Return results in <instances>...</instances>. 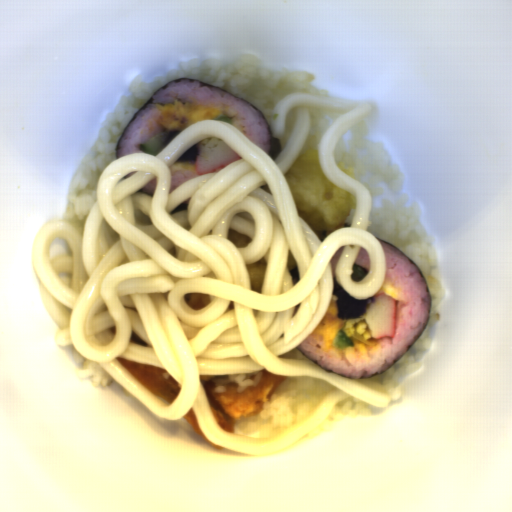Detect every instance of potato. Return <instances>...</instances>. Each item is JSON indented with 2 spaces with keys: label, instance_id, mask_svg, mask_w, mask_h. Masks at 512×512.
Wrapping results in <instances>:
<instances>
[{
  "label": "potato",
  "instance_id": "72c452e6",
  "mask_svg": "<svg viewBox=\"0 0 512 512\" xmlns=\"http://www.w3.org/2000/svg\"><path fill=\"white\" fill-rule=\"evenodd\" d=\"M333 292L336 296V314L337 318L350 319L364 317L369 303L374 299L370 297L365 300L355 299L348 292H346L338 283L336 277H332Z\"/></svg>",
  "mask_w": 512,
  "mask_h": 512
},
{
  "label": "potato",
  "instance_id": "e7d74ba8",
  "mask_svg": "<svg viewBox=\"0 0 512 512\" xmlns=\"http://www.w3.org/2000/svg\"><path fill=\"white\" fill-rule=\"evenodd\" d=\"M198 155V145L197 143L192 146L189 150H187L181 157H179L175 162H194Z\"/></svg>",
  "mask_w": 512,
  "mask_h": 512
},
{
  "label": "potato",
  "instance_id": "0234736a",
  "mask_svg": "<svg viewBox=\"0 0 512 512\" xmlns=\"http://www.w3.org/2000/svg\"><path fill=\"white\" fill-rule=\"evenodd\" d=\"M182 131L183 130H172L168 132V134L163 138V147L165 148L168 145V143Z\"/></svg>",
  "mask_w": 512,
  "mask_h": 512
}]
</instances>
